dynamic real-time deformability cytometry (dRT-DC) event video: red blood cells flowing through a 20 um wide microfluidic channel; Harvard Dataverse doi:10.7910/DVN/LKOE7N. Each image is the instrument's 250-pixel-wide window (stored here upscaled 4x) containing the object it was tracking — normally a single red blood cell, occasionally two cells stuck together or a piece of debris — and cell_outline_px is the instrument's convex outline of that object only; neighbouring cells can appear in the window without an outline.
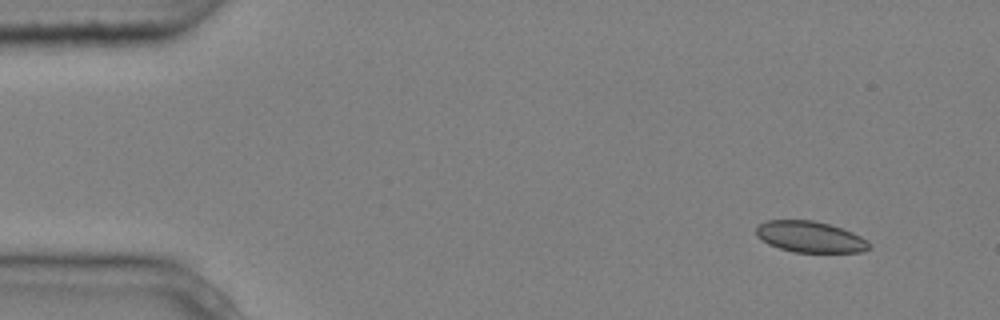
{"species": "common noctule bat (a hibernating species)", "species_latin": "Nyctalus noctula", "temperature_condition": "cold", "stored_images_in_passage": 4, "camera_frame_rate_fps": 3000, "um_per_image_px": 0.085, "animal": {"sex": "male", "body_mass_g": 20.4}, "frame": {"image": 1, "passage_image": 1, "time_ms": 0.0, "image_size_px": [1000, 320], "cell_outline_px": [[868, 248], [860, 252], [792, 252], [768, 244], [756, 236], [756, 228], [760, 224], [768, 220], [812, 220], [828, 224], [852, 232], [868, 240]], "centroid_in_image_um": [68.82, 20.13], "position_along_channel_um": 16.2, "area_um2": 20.29}}
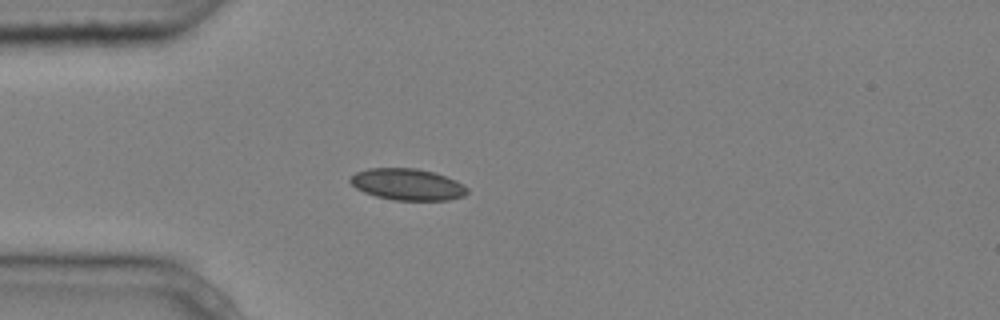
{"frame": {"image": 2, "passage_image": 4, "time_ms": 1.0, "image_size_px": [1000, 320], "cell_outline_px": [[468, 192], [464, 196], [448, 200], [392, 200], [376, 196], [364, 192], [356, 188], [348, 180], [356, 172], [368, 168], [416, 168], [432, 172], [456, 180], [464, 184], [468, 188]], "centroid_in_image_um": [34.64, 15.68], "position_along_channel_um": 50.4, "area_um2": 21.5}}